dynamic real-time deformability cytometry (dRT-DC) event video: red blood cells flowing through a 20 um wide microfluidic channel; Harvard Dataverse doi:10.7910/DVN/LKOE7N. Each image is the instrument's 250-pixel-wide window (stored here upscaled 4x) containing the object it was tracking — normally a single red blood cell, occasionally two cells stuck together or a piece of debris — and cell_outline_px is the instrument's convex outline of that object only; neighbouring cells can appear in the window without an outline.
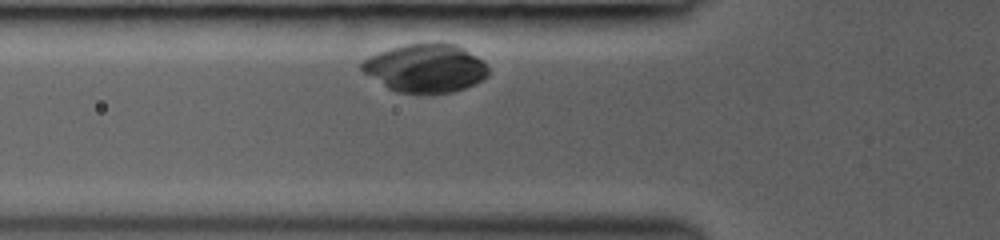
{"species": "common noctule bat (a hibernating species)", "species_latin": "Nyctalus noctula", "temperature_condition": "room temperature", "stored_images_in_passage": 27, "camera_frame_rate_fps": 3000, "um_per_image_px": 0.085, "animal": {"sex": "female", "body_mass_g": 19.0, "forearm_length_mm": 53.3}, "frame": {"image": 1, "passage_image": 3, "time_ms": 0.667, "image_size_px": [1000, 240], "cell_outline_px": [[488, 76], [484, 80], [464, 88], [452, 92], [396, 92], [388, 88], [364, 72], [360, 68], [360, 64], [368, 56], [392, 48], [408, 44], [456, 44], [464, 48], [484, 60], [488, 68]], "centroid_in_image_um": [36.2, 5.79], "position_along_channel_um": 89.6, "area_um2": 35.14}}